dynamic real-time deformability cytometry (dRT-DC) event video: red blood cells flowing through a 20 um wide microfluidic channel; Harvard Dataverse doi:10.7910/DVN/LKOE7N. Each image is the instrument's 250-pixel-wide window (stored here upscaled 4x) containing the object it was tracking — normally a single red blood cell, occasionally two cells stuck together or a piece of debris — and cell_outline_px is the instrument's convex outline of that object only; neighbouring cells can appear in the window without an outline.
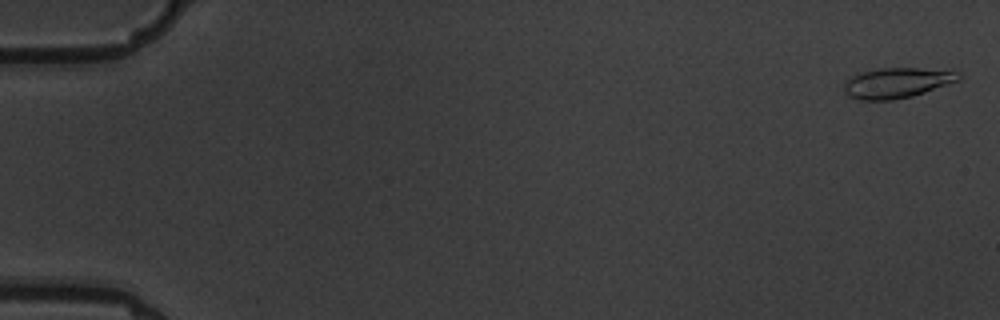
{"species": "common noctule bat (a hibernating species)", "species_latin": "Nyctalus noctula", "temperature_condition": "warm", "stored_images_in_passage": 7, "camera_frame_rate_fps": 3000, "um_per_image_px": 0.085, "animal": {"sex": "male", "body_mass_g": 19.5, "forearm_length_mm": 54.6}, "frame": {"image": 1, "passage_image": 1, "time_ms": 0.0, "image_size_px": [1000, 320], "cell_outline_px": [[960, 80], [912, 96], [892, 100], [860, 100], [848, 96], [844, 92], [844, 84], [852, 76], [860, 72], [880, 68], [920, 68], [960, 72]], "centroid_in_image_um": [76.21, 7.04], "position_along_channel_um": 8.8, "area_um2": 20.11}}
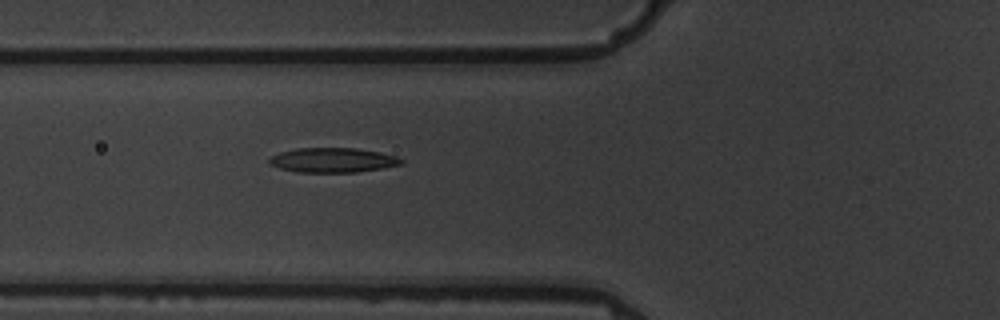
{"frame": {"image": 2, "passage_image": 7, "time_ms": 7.0, "image_size_px": [1000, 320], "cell_outline_px": [[404, 160], [400, 164], [380, 168], [356, 172], [296, 172], [280, 168], [268, 164], [268, 160], [272, 156], [280, 152], [296, 148], [356, 148], [380, 152], [396, 156]], "centroid_in_image_um": [28.25, 13.6], "position_along_channel_um": 97.6, "area_um2": 18.84}}